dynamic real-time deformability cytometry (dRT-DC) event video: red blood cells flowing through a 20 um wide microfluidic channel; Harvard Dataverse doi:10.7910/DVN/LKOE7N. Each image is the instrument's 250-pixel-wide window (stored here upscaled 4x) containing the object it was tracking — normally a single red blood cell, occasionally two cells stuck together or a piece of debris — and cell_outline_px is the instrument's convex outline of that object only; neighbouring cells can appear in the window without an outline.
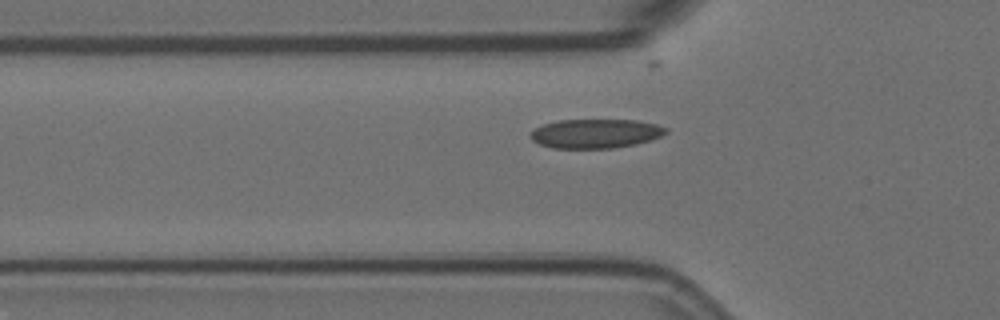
{"species": "Egyptian fruit bat (a non-hibernating species)", "species_latin": "Rousettus aegyptiacus", "temperature_condition": "room temperature", "stored_images_in_passage": 24, "camera_frame_rate_fps": 3000, "um_per_image_px": 0.085, "animal": {"sex": "female"}, "frame": {"image": 1, "passage_image": 4, "time_ms": 1.0, "image_size_px": [1000, 320], "cell_outline_px": [[668, 132], [660, 136], [636, 144], [612, 148], [552, 148], [540, 144], [532, 140], [528, 136], [536, 128], [544, 124], [556, 120], [636, 120], [656, 124], [668, 128]], "centroid_in_image_um": [50.61, 11.35], "position_along_channel_um": 75.2, "area_um2": 22.95}}
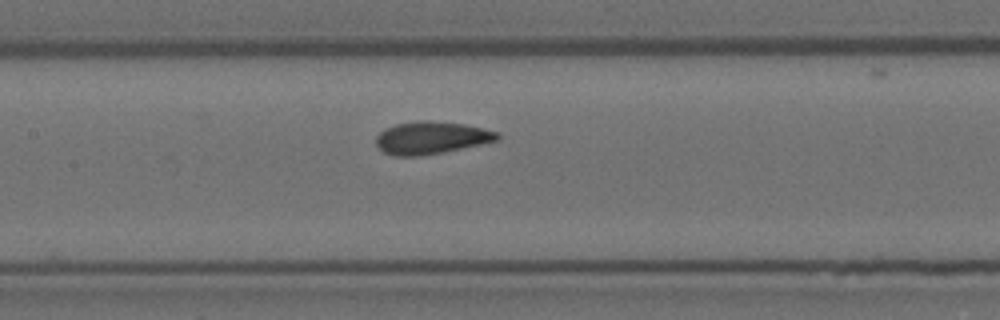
{"frame": {"image": 2, "passage_image": 12, "time_ms": 3.667, "image_size_px": [1000, 320], "cell_outline_px": [[500, 140], [444, 152], [420, 156], [396, 156], [384, 152], [376, 144], [376, 136], [384, 128], [396, 124], [420, 120], [428, 120], [464, 124], [496, 132], [500, 136]], "centroid_in_image_um": [36.63, 11.71], "position_along_channel_um": 170.8, "area_um2": 22.89}}
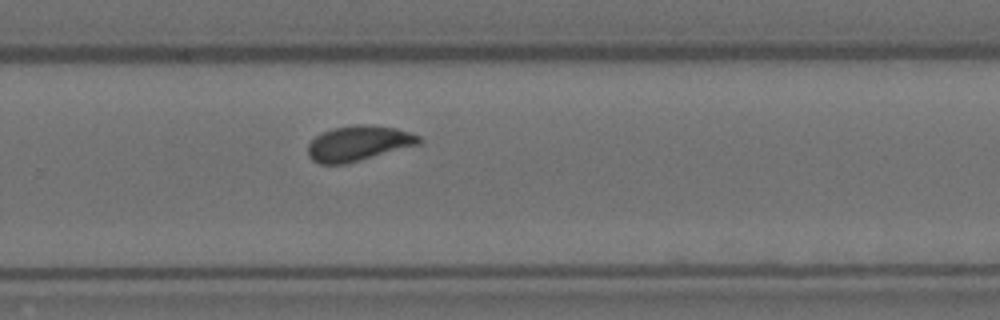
{"frame": {"image": 3, "passage_image": 23, "time_ms": 7.333, "image_size_px": [1000, 320], "cell_outline_px": [[420, 144], [344, 164], [320, 164], [312, 160], [308, 156], [308, 144], [316, 136], [332, 128], [356, 124], [364, 124], [396, 128], [420, 136]], "centroid_in_image_um": [30.44, 12.18], "position_along_channel_um": 299.4, "area_um2": 22.54}}